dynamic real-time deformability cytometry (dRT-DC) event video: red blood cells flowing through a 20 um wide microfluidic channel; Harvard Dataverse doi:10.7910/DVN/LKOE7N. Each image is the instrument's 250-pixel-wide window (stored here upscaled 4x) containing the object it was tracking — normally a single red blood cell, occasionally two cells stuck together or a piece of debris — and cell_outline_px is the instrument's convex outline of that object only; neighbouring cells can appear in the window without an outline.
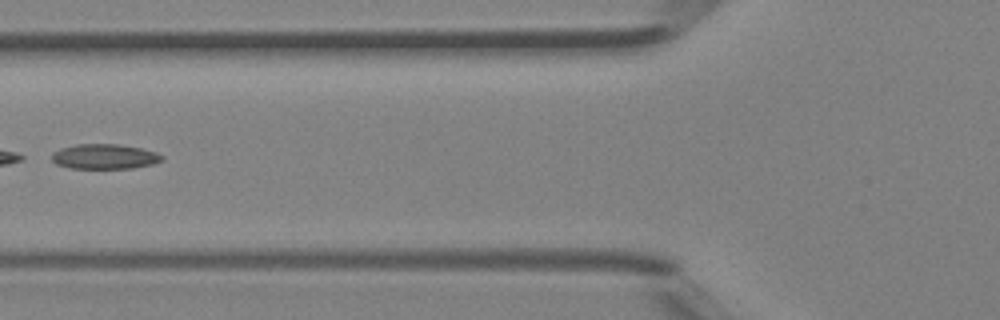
{"species": "Egyptian fruit bat (a non-hibernating species)", "species_latin": "Rousettus aegyptiacus", "temperature_condition": "room temperature", "stored_images_in_passage": 6, "camera_frame_rate_fps": 3000, "um_per_image_px": 0.085, "animal": {"sex": "female"}, "frame": {"image": 1, "passage_image": 6, "time_ms": 1.667, "image_size_px": [1000, 320], "cell_outline_px": [[164, 160], [152, 164], [132, 168], [68, 168], [56, 164], [52, 160], [52, 152], [60, 148], [76, 144], [116, 144], [140, 148], [156, 152], [164, 156]], "centroid_in_image_um": [8.87, 13.3], "position_along_channel_um": 116.9, "area_um2": 16.07}}